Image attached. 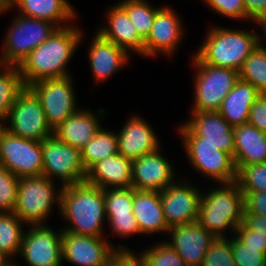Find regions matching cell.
<instances>
[{"mask_svg":"<svg viewBox=\"0 0 266 266\" xmlns=\"http://www.w3.org/2000/svg\"><path fill=\"white\" fill-rule=\"evenodd\" d=\"M178 130L182 143H211L234 157L233 127L218 111H192L191 118Z\"/></svg>","mask_w":266,"mask_h":266,"instance_id":"9","label":"cell"},{"mask_svg":"<svg viewBox=\"0 0 266 266\" xmlns=\"http://www.w3.org/2000/svg\"><path fill=\"white\" fill-rule=\"evenodd\" d=\"M202 193L189 182L175 181L160 192L161 205L168 227L197 222Z\"/></svg>","mask_w":266,"mask_h":266,"instance_id":"16","label":"cell"},{"mask_svg":"<svg viewBox=\"0 0 266 266\" xmlns=\"http://www.w3.org/2000/svg\"><path fill=\"white\" fill-rule=\"evenodd\" d=\"M132 163V160L115 154L93 164L86 171L85 182L102 189L131 187Z\"/></svg>","mask_w":266,"mask_h":266,"instance_id":"21","label":"cell"},{"mask_svg":"<svg viewBox=\"0 0 266 266\" xmlns=\"http://www.w3.org/2000/svg\"><path fill=\"white\" fill-rule=\"evenodd\" d=\"M236 166L266 163V134L249 123L233 127Z\"/></svg>","mask_w":266,"mask_h":266,"instance_id":"26","label":"cell"},{"mask_svg":"<svg viewBox=\"0 0 266 266\" xmlns=\"http://www.w3.org/2000/svg\"><path fill=\"white\" fill-rule=\"evenodd\" d=\"M7 120L6 130L18 137L42 141L53 135L40 100L28 87L12 105Z\"/></svg>","mask_w":266,"mask_h":266,"instance_id":"11","label":"cell"},{"mask_svg":"<svg viewBox=\"0 0 266 266\" xmlns=\"http://www.w3.org/2000/svg\"><path fill=\"white\" fill-rule=\"evenodd\" d=\"M260 95L251 83L239 78L218 112L232 127L247 124L251 107Z\"/></svg>","mask_w":266,"mask_h":266,"instance_id":"27","label":"cell"},{"mask_svg":"<svg viewBox=\"0 0 266 266\" xmlns=\"http://www.w3.org/2000/svg\"><path fill=\"white\" fill-rule=\"evenodd\" d=\"M72 83L71 76H68L41 80L28 86L40 100L47 123L52 130L79 109L76 106Z\"/></svg>","mask_w":266,"mask_h":266,"instance_id":"10","label":"cell"},{"mask_svg":"<svg viewBox=\"0 0 266 266\" xmlns=\"http://www.w3.org/2000/svg\"><path fill=\"white\" fill-rule=\"evenodd\" d=\"M24 224L14 213L0 212V252L10 260L19 255Z\"/></svg>","mask_w":266,"mask_h":266,"instance_id":"31","label":"cell"},{"mask_svg":"<svg viewBox=\"0 0 266 266\" xmlns=\"http://www.w3.org/2000/svg\"><path fill=\"white\" fill-rule=\"evenodd\" d=\"M81 32L77 26L72 25L57 28L34 49L19 65L25 86L41 80L71 76L69 70H66L67 63L82 41Z\"/></svg>","mask_w":266,"mask_h":266,"instance_id":"1","label":"cell"},{"mask_svg":"<svg viewBox=\"0 0 266 266\" xmlns=\"http://www.w3.org/2000/svg\"><path fill=\"white\" fill-rule=\"evenodd\" d=\"M168 244L178 253L187 266H201L204 255L216 238L198 222L169 228Z\"/></svg>","mask_w":266,"mask_h":266,"instance_id":"19","label":"cell"},{"mask_svg":"<svg viewBox=\"0 0 266 266\" xmlns=\"http://www.w3.org/2000/svg\"><path fill=\"white\" fill-rule=\"evenodd\" d=\"M97 112L78 109L53 130V135L72 147L83 148L101 128L100 119L105 117L102 115L105 111Z\"/></svg>","mask_w":266,"mask_h":266,"instance_id":"22","label":"cell"},{"mask_svg":"<svg viewBox=\"0 0 266 266\" xmlns=\"http://www.w3.org/2000/svg\"><path fill=\"white\" fill-rule=\"evenodd\" d=\"M145 0H123L118 4L127 12V15L135 26L139 36L145 41L150 34L152 24L157 11Z\"/></svg>","mask_w":266,"mask_h":266,"instance_id":"33","label":"cell"},{"mask_svg":"<svg viewBox=\"0 0 266 266\" xmlns=\"http://www.w3.org/2000/svg\"><path fill=\"white\" fill-rule=\"evenodd\" d=\"M213 188L202 193L197 222L215 237H226L224 231L229 228L234 234L243 223V192L236 182L220 183Z\"/></svg>","mask_w":266,"mask_h":266,"instance_id":"4","label":"cell"},{"mask_svg":"<svg viewBox=\"0 0 266 266\" xmlns=\"http://www.w3.org/2000/svg\"><path fill=\"white\" fill-rule=\"evenodd\" d=\"M236 184L242 192H266V163L236 166Z\"/></svg>","mask_w":266,"mask_h":266,"instance_id":"36","label":"cell"},{"mask_svg":"<svg viewBox=\"0 0 266 266\" xmlns=\"http://www.w3.org/2000/svg\"><path fill=\"white\" fill-rule=\"evenodd\" d=\"M160 149L133 160L131 187L135 190L161 192L176 181L174 168Z\"/></svg>","mask_w":266,"mask_h":266,"instance_id":"18","label":"cell"},{"mask_svg":"<svg viewBox=\"0 0 266 266\" xmlns=\"http://www.w3.org/2000/svg\"><path fill=\"white\" fill-rule=\"evenodd\" d=\"M246 10V20L259 23L266 19V0H243Z\"/></svg>","mask_w":266,"mask_h":266,"instance_id":"45","label":"cell"},{"mask_svg":"<svg viewBox=\"0 0 266 266\" xmlns=\"http://www.w3.org/2000/svg\"><path fill=\"white\" fill-rule=\"evenodd\" d=\"M60 214L70 222L63 230L69 233L104 237L106 218L104 189L82 182L61 187Z\"/></svg>","mask_w":266,"mask_h":266,"instance_id":"2","label":"cell"},{"mask_svg":"<svg viewBox=\"0 0 266 266\" xmlns=\"http://www.w3.org/2000/svg\"><path fill=\"white\" fill-rule=\"evenodd\" d=\"M5 34L0 65L19 66L39 45L58 28L50 21L16 15Z\"/></svg>","mask_w":266,"mask_h":266,"instance_id":"6","label":"cell"},{"mask_svg":"<svg viewBox=\"0 0 266 266\" xmlns=\"http://www.w3.org/2000/svg\"><path fill=\"white\" fill-rule=\"evenodd\" d=\"M204 39L194 54L201 63L237 71L260 44L258 33L220 26L208 30Z\"/></svg>","mask_w":266,"mask_h":266,"instance_id":"3","label":"cell"},{"mask_svg":"<svg viewBox=\"0 0 266 266\" xmlns=\"http://www.w3.org/2000/svg\"><path fill=\"white\" fill-rule=\"evenodd\" d=\"M89 48V62L96 82H104L128 64L129 54L95 33Z\"/></svg>","mask_w":266,"mask_h":266,"instance_id":"24","label":"cell"},{"mask_svg":"<svg viewBox=\"0 0 266 266\" xmlns=\"http://www.w3.org/2000/svg\"><path fill=\"white\" fill-rule=\"evenodd\" d=\"M243 224L253 232L266 234V216L244 212Z\"/></svg>","mask_w":266,"mask_h":266,"instance_id":"46","label":"cell"},{"mask_svg":"<svg viewBox=\"0 0 266 266\" xmlns=\"http://www.w3.org/2000/svg\"><path fill=\"white\" fill-rule=\"evenodd\" d=\"M191 167L200 175L209 177L214 183L236 181L237 168L231 154L218 149L211 143H183Z\"/></svg>","mask_w":266,"mask_h":266,"instance_id":"15","label":"cell"},{"mask_svg":"<svg viewBox=\"0 0 266 266\" xmlns=\"http://www.w3.org/2000/svg\"><path fill=\"white\" fill-rule=\"evenodd\" d=\"M233 234L245 247L266 248V234H260L248 229L240 223Z\"/></svg>","mask_w":266,"mask_h":266,"instance_id":"42","label":"cell"},{"mask_svg":"<svg viewBox=\"0 0 266 266\" xmlns=\"http://www.w3.org/2000/svg\"><path fill=\"white\" fill-rule=\"evenodd\" d=\"M14 7L20 15L50 21L58 28L69 26L66 23L73 22L77 14L68 0H13Z\"/></svg>","mask_w":266,"mask_h":266,"instance_id":"28","label":"cell"},{"mask_svg":"<svg viewBox=\"0 0 266 266\" xmlns=\"http://www.w3.org/2000/svg\"><path fill=\"white\" fill-rule=\"evenodd\" d=\"M54 185L43 175L20 177L14 214L25 224H45L54 202L60 209L61 187L57 189Z\"/></svg>","mask_w":266,"mask_h":266,"instance_id":"5","label":"cell"},{"mask_svg":"<svg viewBox=\"0 0 266 266\" xmlns=\"http://www.w3.org/2000/svg\"><path fill=\"white\" fill-rule=\"evenodd\" d=\"M201 266H236L231 250V238L216 237L206 251Z\"/></svg>","mask_w":266,"mask_h":266,"instance_id":"37","label":"cell"},{"mask_svg":"<svg viewBox=\"0 0 266 266\" xmlns=\"http://www.w3.org/2000/svg\"><path fill=\"white\" fill-rule=\"evenodd\" d=\"M5 130H6L5 123L3 124V122H0V142H1V138H2V135L4 134Z\"/></svg>","mask_w":266,"mask_h":266,"instance_id":"51","label":"cell"},{"mask_svg":"<svg viewBox=\"0 0 266 266\" xmlns=\"http://www.w3.org/2000/svg\"><path fill=\"white\" fill-rule=\"evenodd\" d=\"M23 234L19 254L30 266L62 265V229L54 231L46 224H32Z\"/></svg>","mask_w":266,"mask_h":266,"instance_id":"14","label":"cell"},{"mask_svg":"<svg viewBox=\"0 0 266 266\" xmlns=\"http://www.w3.org/2000/svg\"><path fill=\"white\" fill-rule=\"evenodd\" d=\"M108 10V15H106L108 25H104L96 32L105 40L124 49L128 54H130L129 51H133L143 55L144 40L139 36L127 12L119 4H115Z\"/></svg>","mask_w":266,"mask_h":266,"instance_id":"23","label":"cell"},{"mask_svg":"<svg viewBox=\"0 0 266 266\" xmlns=\"http://www.w3.org/2000/svg\"><path fill=\"white\" fill-rule=\"evenodd\" d=\"M104 237L77 235L62 230V261L77 266H105L117 252H132L116 248Z\"/></svg>","mask_w":266,"mask_h":266,"instance_id":"13","label":"cell"},{"mask_svg":"<svg viewBox=\"0 0 266 266\" xmlns=\"http://www.w3.org/2000/svg\"><path fill=\"white\" fill-rule=\"evenodd\" d=\"M0 68V122L6 123L12 105L26 86L19 66L0 65Z\"/></svg>","mask_w":266,"mask_h":266,"instance_id":"29","label":"cell"},{"mask_svg":"<svg viewBox=\"0 0 266 266\" xmlns=\"http://www.w3.org/2000/svg\"><path fill=\"white\" fill-rule=\"evenodd\" d=\"M248 123L266 134V94H261L252 105Z\"/></svg>","mask_w":266,"mask_h":266,"instance_id":"43","label":"cell"},{"mask_svg":"<svg viewBox=\"0 0 266 266\" xmlns=\"http://www.w3.org/2000/svg\"><path fill=\"white\" fill-rule=\"evenodd\" d=\"M192 57L197 74L194 81L195 101L191 111H218L239 79L238 71L201 63L195 56Z\"/></svg>","mask_w":266,"mask_h":266,"instance_id":"7","label":"cell"},{"mask_svg":"<svg viewBox=\"0 0 266 266\" xmlns=\"http://www.w3.org/2000/svg\"><path fill=\"white\" fill-rule=\"evenodd\" d=\"M231 250L236 266H266V248L245 247L233 236Z\"/></svg>","mask_w":266,"mask_h":266,"instance_id":"39","label":"cell"},{"mask_svg":"<svg viewBox=\"0 0 266 266\" xmlns=\"http://www.w3.org/2000/svg\"><path fill=\"white\" fill-rule=\"evenodd\" d=\"M111 226V233L118 236L126 237L133 236L134 234L140 233L137 221L134 215L123 216V217H106Z\"/></svg>","mask_w":266,"mask_h":266,"instance_id":"41","label":"cell"},{"mask_svg":"<svg viewBox=\"0 0 266 266\" xmlns=\"http://www.w3.org/2000/svg\"><path fill=\"white\" fill-rule=\"evenodd\" d=\"M106 217H123L133 214L134 188L104 189Z\"/></svg>","mask_w":266,"mask_h":266,"instance_id":"34","label":"cell"},{"mask_svg":"<svg viewBox=\"0 0 266 266\" xmlns=\"http://www.w3.org/2000/svg\"><path fill=\"white\" fill-rule=\"evenodd\" d=\"M258 24H259V26L262 27L261 29H262V31L265 33L264 36L266 37V19H265V20H261ZM261 41H262V38H260V45H261L263 48L266 49V46H265L266 44L263 45ZM265 42H266V41H265Z\"/></svg>","mask_w":266,"mask_h":266,"instance_id":"50","label":"cell"},{"mask_svg":"<svg viewBox=\"0 0 266 266\" xmlns=\"http://www.w3.org/2000/svg\"><path fill=\"white\" fill-rule=\"evenodd\" d=\"M215 13L230 19L246 20L243 0H203Z\"/></svg>","mask_w":266,"mask_h":266,"instance_id":"40","label":"cell"},{"mask_svg":"<svg viewBox=\"0 0 266 266\" xmlns=\"http://www.w3.org/2000/svg\"><path fill=\"white\" fill-rule=\"evenodd\" d=\"M118 154L117 133L100 128L95 136L81 148V158L87 171L93 164Z\"/></svg>","mask_w":266,"mask_h":266,"instance_id":"30","label":"cell"},{"mask_svg":"<svg viewBox=\"0 0 266 266\" xmlns=\"http://www.w3.org/2000/svg\"><path fill=\"white\" fill-rule=\"evenodd\" d=\"M0 266H17L10 261V259L4 255L2 252H0Z\"/></svg>","mask_w":266,"mask_h":266,"instance_id":"49","label":"cell"},{"mask_svg":"<svg viewBox=\"0 0 266 266\" xmlns=\"http://www.w3.org/2000/svg\"><path fill=\"white\" fill-rule=\"evenodd\" d=\"M43 176L60 179L61 187L85 181L81 149L60 141L54 135L42 140Z\"/></svg>","mask_w":266,"mask_h":266,"instance_id":"8","label":"cell"},{"mask_svg":"<svg viewBox=\"0 0 266 266\" xmlns=\"http://www.w3.org/2000/svg\"><path fill=\"white\" fill-rule=\"evenodd\" d=\"M13 0H0V14L3 12H9L11 9Z\"/></svg>","mask_w":266,"mask_h":266,"instance_id":"48","label":"cell"},{"mask_svg":"<svg viewBox=\"0 0 266 266\" xmlns=\"http://www.w3.org/2000/svg\"><path fill=\"white\" fill-rule=\"evenodd\" d=\"M152 129L140 115H131L119 133L117 132L118 154L133 161L158 150L161 146L160 140Z\"/></svg>","mask_w":266,"mask_h":266,"instance_id":"20","label":"cell"},{"mask_svg":"<svg viewBox=\"0 0 266 266\" xmlns=\"http://www.w3.org/2000/svg\"><path fill=\"white\" fill-rule=\"evenodd\" d=\"M105 266H142L133 252H117Z\"/></svg>","mask_w":266,"mask_h":266,"instance_id":"47","label":"cell"},{"mask_svg":"<svg viewBox=\"0 0 266 266\" xmlns=\"http://www.w3.org/2000/svg\"><path fill=\"white\" fill-rule=\"evenodd\" d=\"M179 15L169 8L160 7L157 11L150 34L144 41L143 56L155 57L157 53L171 56L183 38V27Z\"/></svg>","mask_w":266,"mask_h":266,"instance_id":"17","label":"cell"},{"mask_svg":"<svg viewBox=\"0 0 266 266\" xmlns=\"http://www.w3.org/2000/svg\"><path fill=\"white\" fill-rule=\"evenodd\" d=\"M238 74L241 80L251 83L261 94H266V49L259 44L246 58Z\"/></svg>","mask_w":266,"mask_h":266,"instance_id":"32","label":"cell"},{"mask_svg":"<svg viewBox=\"0 0 266 266\" xmlns=\"http://www.w3.org/2000/svg\"><path fill=\"white\" fill-rule=\"evenodd\" d=\"M0 166L19 178L42 176V141L18 137L5 130L0 142Z\"/></svg>","mask_w":266,"mask_h":266,"instance_id":"12","label":"cell"},{"mask_svg":"<svg viewBox=\"0 0 266 266\" xmlns=\"http://www.w3.org/2000/svg\"><path fill=\"white\" fill-rule=\"evenodd\" d=\"M142 266H187L168 242L155 243L149 249L135 254Z\"/></svg>","mask_w":266,"mask_h":266,"instance_id":"35","label":"cell"},{"mask_svg":"<svg viewBox=\"0 0 266 266\" xmlns=\"http://www.w3.org/2000/svg\"><path fill=\"white\" fill-rule=\"evenodd\" d=\"M244 212L266 216V192H243Z\"/></svg>","mask_w":266,"mask_h":266,"instance_id":"44","label":"cell"},{"mask_svg":"<svg viewBox=\"0 0 266 266\" xmlns=\"http://www.w3.org/2000/svg\"><path fill=\"white\" fill-rule=\"evenodd\" d=\"M19 177L0 166V212L14 213Z\"/></svg>","mask_w":266,"mask_h":266,"instance_id":"38","label":"cell"},{"mask_svg":"<svg viewBox=\"0 0 266 266\" xmlns=\"http://www.w3.org/2000/svg\"><path fill=\"white\" fill-rule=\"evenodd\" d=\"M133 214L137 221L140 234L169 232L165 221L160 192L135 190L133 200Z\"/></svg>","mask_w":266,"mask_h":266,"instance_id":"25","label":"cell"}]
</instances>
